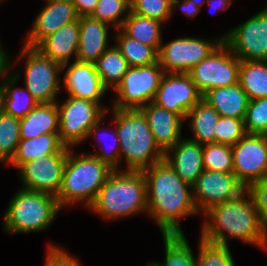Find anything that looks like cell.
I'll return each mask as SVG.
<instances>
[{"label":"cell","instance_id":"7402d4cb","mask_svg":"<svg viewBox=\"0 0 267 266\" xmlns=\"http://www.w3.org/2000/svg\"><path fill=\"white\" fill-rule=\"evenodd\" d=\"M110 25L91 16L79 17V49L76 61L95 63L108 46Z\"/></svg>","mask_w":267,"mask_h":266},{"label":"cell","instance_id":"d4e9b609","mask_svg":"<svg viewBox=\"0 0 267 266\" xmlns=\"http://www.w3.org/2000/svg\"><path fill=\"white\" fill-rule=\"evenodd\" d=\"M17 71L11 73L0 85V110L21 119L39 103L25 86L24 88L16 86L17 81L21 78V71Z\"/></svg>","mask_w":267,"mask_h":266},{"label":"cell","instance_id":"d6986e66","mask_svg":"<svg viewBox=\"0 0 267 266\" xmlns=\"http://www.w3.org/2000/svg\"><path fill=\"white\" fill-rule=\"evenodd\" d=\"M145 115L148 126L156 144L165 153L182 139L184 119L171 111L150 102L140 108Z\"/></svg>","mask_w":267,"mask_h":266},{"label":"cell","instance_id":"ffe728a7","mask_svg":"<svg viewBox=\"0 0 267 266\" xmlns=\"http://www.w3.org/2000/svg\"><path fill=\"white\" fill-rule=\"evenodd\" d=\"M164 160L180 178L193 186L204 171L202 145L188 138L180 139L164 153Z\"/></svg>","mask_w":267,"mask_h":266},{"label":"cell","instance_id":"f35d334b","mask_svg":"<svg viewBox=\"0 0 267 266\" xmlns=\"http://www.w3.org/2000/svg\"><path fill=\"white\" fill-rule=\"evenodd\" d=\"M244 127L246 134L267 133V97L249 101Z\"/></svg>","mask_w":267,"mask_h":266},{"label":"cell","instance_id":"8fae6325","mask_svg":"<svg viewBox=\"0 0 267 266\" xmlns=\"http://www.w3.org/2000/svg\"><path fill=\"white\" fill-rule=\"evenodd\" d=\"M222 36L223 42L240 61H267V4Z\"/></svg>","mask_w":267,"mask_h":266},{"label":"cell","instance_id":"cb8c5ba5","mask_svg":"<svg viewBox=\"0 0 267 266\" xmlns=\"http://www.w3.org/2000/svg\"><path fill=\"white\" fill-rule=\"evenodd\" d=\"M202 99L211 105L220 116L244 119L249 99L239 83L210 89Z\"/></svg>","mask_w":267,"mask_h":266},{"label":"cell","instance_id":"ab89813d","mask_svg":"<svg viewBox=\"0 0 267 266\" xmlns=\"http://www.w3.org/2000/svg\"><path fill=\"white\" fill-rule=\"evenodd\" d=\"M214 133L215 143L232 146L246 134L244 119L220 116Z\"/></svg>","mask_w":267,"mask_h":266},{"label":"cell","instance_id":"74e56055","mask_svg":"<svg viewBox=\"0 0 267 266\" xmlns=\"http://www.w3.org/2000/svg\"><path fill=\"white\" fill-rule=\"evenodd\" d=\"M131 12L156 19L164 24L173 14L172 0H130Z\"/></svg>","mask_w":267,"mask_h":266},{"label":"cell","instance_id":"6da1fadb","mask_svg":"<svg viewBox=\"0 0 267 266\" xmlns=\"http://www.w3.org/2000/svg\"><path fill=\"white\" fill-rule=\"evenodd\" d=\"M146 179L147 215L161 235H184L180 221L199 215L193 201L192 186L184 182L165 161L142 170Z\"/></svg>","mask_w":267,"mask_h":266},{"label":"cell","instance_id":"277c9868","mask_svg":"<svg viewBox=\"0 0 267 266\" xmlns=\"http://www.w3.org/2000/svg\"><path fill=\"white\" fill-rule=\"evenodd\" d=\"M120 141V161L125 169L142 171L164 160V152L156 144L147 119L140 109H111ZM127 167V168H126Z\"/></svg>","mask_w":267,"mask_h":266},{"label":"cell","instance_id":"bcb514c9","mask_svg":"<svg viewBox=\"0 0 267 266\" xmlns=\"http://www.w3.org/2000/svg\"><path fill=\"white\" fill-rule=\"evenodd\" d=\"M208 3V7L211 8V10L213 9L214 12H222L227 10L231 4H232V0H202V6L205 3ZM212 12V11H211Z\"/></svg>","mask_w":267,"mask_h":266},{"label":"cell","instance_id":"8d00e7d4","mask_svg":"<svg viewBox=\"0 0 267 266\" xmlns=\"http://www.w3.org/2000/svg\"><path fill=\"white\" fill-rule=\"evenodd\" d=\"M130 11V0H98L90 16L120 29Z\"/></svg>","mask_w":267,"mask_h":266},{"label":"cell","instance_id":"603a6c76","mask_svg":"<svg viewBox=\"0 0 267 266\" xmlns=\"http://www.w3.org/2000/svg\"><path fill=\"white\" fill-rule=\"evenodd\" d=\"M53 154H68V147L60 141L58 133H47L32 139H20L15 154L8 163L18 170L28 161Z\"/></svg>","mask_w":267,"mask_h":266},{"label":"cell","instance_id":"e0dca14e","mask_svg":"<svg viewBox=\"0 0 267 266\" xmlns=\"http://www.w3.org/2000/svg\"><path fill=\"white\" fill-rule=\"evenodd\" d=\"M65 69L62 87L68 95L98 102L106 111L109 109L100 102L108 89L102 84L94 63L73 61L69 66L62 65V71Z\"/></svg>","mask_w":267,"mask_h":266},{"label":"cell","instance_id":"484cf974","mask_svg":"<svg viewBox=\"0 0 267 266\" xmlns=\"http://www.w3.org/2000/svg\"><path fill=\"white\" fill-rule=\"evenodd\" d=\"M59 109L56 102L39 103L20 119V138L32 139L42 134L58 133Z\"/></svg>","mask_w":267,"mask_h":266},{"label":"cell","instance_id":"30bf717a","mask_svg":"<svg viewBox=\"0 0 267 266\" xmlns=\"http://www.w3.org/2000/svg\"><path fill=\"white\" fill-rule=\"evenodd\" d=\"M223 36L205 39L183 36L163 41L158 52V62L165 73H188L208 57L221 43Z\"/></svg>","mask_w":267,"mask_h":266},{"label":"cell","instance_id":"ac0fdd59","mask_svg":"<svg viewBox=\"0 0 267 266\" xmlns=\"http://www.w3.org/2000/svg\"><path fill=\"white\" fill-rule=\"evenodd\" d=\"M78 18L71 1L45 2V6L36 15L34 23L27 33L24 46L35 47L43 38Z\"/></svg>","mask_w":267,"mask_h":266},{"label":"cell","instance_id":"83f0119b","mask_svg":"<svg viewBox=\"0 0 267 266\" xmlns=\"http://www.w3.org/2000/svg\"><path fill=\"white\" fill-rule=\"evenodd\" d=\"M163 24L159 20L141 16L130 11L120 29L127 36L151 46L159 52L163 41Z\"/></svg>","mask_w":267,"mask_h":266},{"label":"cell","instance_id":"e575fe53","mask_svg":"<svg viewBox=\"0 0 267 266\" xmlns=\"http://www.w3.org/2000/svg\"><path fill=\"white\" fill-rule=\"evenodd\" d=\"M196 266H235L229 245L215 243L199 237Z\"/></svg>","mask_w":267,"mask_h":266},{"label":"cell","instance_id":"52a82bcc","mask_svg":"<svg viewBox=\"0 0 267 266\" xmlns=\"http://www.w3.org/2000/svg\"><path fill=\"white\" fill-rule=\"evenodd\" d=\"M18 61L26 60L24 65L25 87L38 103L57 101L60 92L62 65L43 56L36 48L23 46Z\"/></svg>","mask_w":267,"mask_h":266},{"label":"cell","instance_id":"f6af8a7d","mask_svg":"<svg viewBox=\"0 0 267 266\" xmlns=\"http://www.w3.org/2000/svg\"><path fill=\"white\" fill-rule=\"evenodd\" d=\"M78 16H90L95 10L98 0H72Z\"/></svg>","mask_w":267,"mask_h":266},{"label":"cell","instance_id":"f1b7e54d","mask_svg":"<svg viewBox=\"0 0 267 266\" xmlns=\"http://www.w3.org/2000/svg\"><path fill=\"white\" fill-rule=\"evenodd\" d=\"M238 83L249 101L267 97V61H240Z\"/></svg>","mask_w":267,"mask_h":266},{"label":"cell","instance_id":"ba28073f","mask_svg":"<svg viewBox=\"0 0 267 266\" xmlns=\"http://www.w3.org/2000/svg\"><path fill=\"white\" fill-rule=\"evenodd\" d=\"M64 102L56 101L59 109L60 141L68 148L77 147L87 140L89 130L106 114L95 101L68 95Z\"/></svg>","mask_w":267,"mask_h":266},{"label":"cell","instance_id":"d6a6232c","mask_svg":"<svg viewBox=\"0 0 267 266\" xmlns=\"http://www.w3.org/2000/svg\"><path fill=\"white\" fill-rule=\"evenodd\" d=\"M109 112L110 111L107 110L106 114L89 130V133L87 135V139L90 137L92 138V136L96 139V136L99 134L98 133L99 130L101 131L103 128L101 123H103L104 118H106V115ZM114 129L115 130H113L112 136H110L108 134V132L106 133L105 131L103 134H100V136L102 135L101 137H103V139H104V137H105V139L108 138V140L112 141L113 143L112 142H110V143L101 142V144L103 143L102 146L100 144L98 147V149H100V151H97L96 153L94 152L93 154L88 153V152H86V153L91 154L92 156H95L96 158H98L102 162H105L114 170H121V167H120L121 165H119L122 163V162H120V141L118 138V133H117L116 127H114Z\"/></svg>","mask_w":267,"mask_h":266},{"label":"cell","instance_id":"3957f363","mask_svg":"<svg viewBox=\"0 0 267 266\" xmlns=\"http://www.w3.org/2000/svg\"><path fill=\"white\" fill-rule=\"evenodd\" d=\"M105 220L147 215L146 179L142 171L114 170L88 208Z\"/></svg>","mask_w":267,"mask_h":266},{"label":"cell","instance_id":"44dd1931","mask_svg":"<svg viewBox=\"0 0 267 266\" xmlns=\"http://www.w3.org/2000/svg\"><path fill=\"white\" fill-rule=\"evenodd\" d=\"M34 48L61 65L69 64L72 57L76 61L79 49V18L49 34Z\"/></svg>","mask_w":267,"mask_h":266},{"label":"cell","instance_id":"9c48e42d","mask_svg":"<svg viewBox=\"0 0 267 266\" xmlns=\"http://www.w3.org/2000/svg\"><path fill=\"white\" fill-rule=\"evenodd\" d=\"M164 73L158 61L150 65L129 67L113 90L117 97L112 108L140 109L152 102Z\"/></svg>","mask_w":267,"mask_h":266},{"label":"cell","instance_id":"9a60e30c","mask_svg":"<svg viewBox=\"0 0 267 266\" xmlns=\"http://www.w3.org/2000/svg\"><path fill=\"white\" fill-rule=\"evenodd\" d=\"M67 154L46 155L24 163L19 173L22 189L57 196L60 191Z\"/></svg>","mask_w":267,"mask_h":266},{"label":"cell","instance_id":"4316f807","mask_svg":"<svg viewBox=\"0 0 267 266\" xmlns=\"http://www.w3.org/2000/svg\"><path fill=\"white\" fill-rule=\"evenodd\" d=\"M218 112L201 99L188 112L185 120H188L192 137L188 138L201 145L215 143V126L219 120Z\"/></svg>","mask_w":267,"mask_h":266},{"label":"cell","instance_id":"60d3db41","mask_svg":"<svg viewBox=\"0 0 267 266\" xmlns=\"http://www.w3.org/2000/svg\"><path fill=\"white\" fill-rule=\"evenodd\" d=\"M246 191L250 194L263 226L267 229V177L250 184Z\"/></svg>","mask_w":267,"mask_h":266},{"label":"cell","instance_id":"1f68e13d","mask_svg":"<svg viewBox=\"0 0 267 266\" xmlns=\"http://www.w3.org/2000/svg\"><path fill=\"white\" fill-rule=\"evenodd\" d=\"M165 252L164 262L157 261V266H196V256L191 251L186 235H163Z\"/></svg>","mask_w":267,"mask_h":266},{"label":"cell","instance_id":"2e32d148","mask_svg":"<svg viewBox=\"0 0 267 266\" xmlns=\"http://www.w3.org/2000/svg\"><path fill=\"white\" fill-rule=\"evenodd\" d=\"M201 99L202 94L188 73H164L152 102L185 120L190 109Z\"/></svg>","mask_w":267,"mask_h":266},{"label":"cell","instance_id":"5b68a950","mask_svg":"<svg viewBox=\"0 0 267 266\" xmlns=\"http://www.w3.org/2000/svg\"><path fill=\"white\" fill-rule=\"evenodd\" d=\"M113 171L95 156L68 148L62 185L56 196L59 207L64 210L80 203L88 209Z\"/></svg>","mask_w":267,"mask_h":266},{"label":"cell","instance_id":"f546056e","mask_svg":"<svg viewBox=\"0 0 267 266\" xmlns=\"http://www.w3.org/2000/svg\"><path fill=\"white\" fill-rule=\"evenodd\" d=\"M102 84L114 90L127 73L129 65L116 45L109 46L94 63Z\"/></svg>","mask_w":267,"mask_h":266},{"label":"cell","instance_id":"ee69618b","mask_svg":"<svg viewBox=\"0 0 267 266\" xmlns=\"http://www.w3.org/2000/svg\"><path fill=\"white\" fill-rule=\"evenodd\" d=\"M8 50L4 49L2 41L0 42V85L11 74L12 57L8 56ZM4 78V79H3Z\"/></svg>","mask_w":267,"mask_h":266},{"label":"cell","instance_id":"5bb4252c","mask_svg":"<svg viewBox=\"0 0 267 266\" xmlns=\"http://www.w3.org/2000/svg\"><path fill=\"white\" fill-rule=\"evenodd\" d=\"M193 201L199 214L212 206L237 198L246 188L234 173L204 170L192 186Z\"/></svg>","mask_w":267,"mask_h":266},{"label":"cell","instance_id":"4fadbf2b","mask_svg":"<svg viewBox=\"0 0 267 266\" xmlns=\"http://www.w3.org/2000/svg\"><path fill=\"white\" fill-rule=\"evenodd\" d=\"M233 173L247 188L267 177V138L264 134H245L232 145Z\"/></svg>","mask_w":267,"mask_h":266},{"label":"cell","instance_id":"7dc6e473","mask_svg":"<svg viewBox=\"0 0 267 266\" xmlns=\"http://www.w3.org/2000/svg\"><path fill=\"white\" fill-rule=\"evenodd\" d=\"M145 266H157L156 264H155V261L153 262H150V264L148 263L147 265H145Z\"/></svg>","mask_w":267,"mask_h":266},{"label":"cell","instance_id":"7bdbcfd3","mask_svg":"<svg viewBox=\"0 0 267 266\" xmlns=\"http://www.w3.org/2000/svg\"><path fill=\"white\" fill-rule=\"evenodd\" d=\"M179 7L188 18H195L202 8V0H172V11Z\"/></svg>","mask_w":267,"mask_h":266},{"label":"cell","instance_id":"d590c367","mask_svg":"<svg viewBox=\"0 0 267 266\" xmlns=\"http://www.w3.org/2000/svg\"><path fill=\"white\" fill-rule=\"evenodd\" d=\"M204 170L233 173L232 146L221 143L202 145Z\"/></svg>","mask_w":267,"mask_h":266},{"label":"cell","instance_id":"8992f818","mask_svg":"<svg viewBox=\"0 0 267 266\" xmlns=\"http://www.w3.org/2000/svg\"><path fill=\"white\" fill-rule=\"evenodd\" d=\"M61 210L55 196L21 188L4 211L3 230L13 235L41 232L53 224Z\"/></svg>","mask_w":267,"mask_h":266},{"label":"cell","instance_id":"836d02e7","mask_svg":"<svg viewBox=\"0 0 267 266\" xmlns=\"http://www.w3.org/2000/svg\"><path fill=\"white\" fill-rule=\"evenodd\" d=\"M20 139V119L0 110V164L12 159Z\"/></svg>","mask_w":267,"mask_h":266},{"label":"cell","instance_id":"b9f144b4","mask_svg":"<svg viewBox=\"0 0 267 266\" xmlns=\"http://www.w3.org/2000/svg\"><path fill=\"white\" fill-rule=\"evenodd\" d=\"M45 259V266H81L77 257L53 242L48 246Z\"/></svg>","mask_w":267,"mask_h":266},{"label":"cell","instance_id":"4dcf8cb0","mask_svg":"<svg viewBox=\"0 0 267 266\" xmlns=\"http://www.w3.org/2000/svg\"><path fill=\"white\" fill-rule=\"evenodd\" d=\"M114 41L129 67L150 65L158 61V52L151 46L127 36L121 29H114Z\"/></svg>","mask_w":267,"mask_h":266},{"label":"cell","instance_id":"c3c4849f","mask_svg":"<svg viewBox=\"0 0 267 266\" xmlns=\"http://www.w3.org/2000/svg\"><path fill=\"white\" fill-rule=\"evenodd\" d=\"M45 2H48V1H72V0H44Z\"/></svg>","mask_w":267,"mask_h":266},{"label":"cell","instance_id":"7c38bea8","mask_svg":"<svg viewBox=\"0 0 267 266\" xmlns=\"http://www.w3.org/2000/svg\"><path fill=\"white\" fill-rule=\"evenodd\" d=\"M240 60L222 42L208 57L189 72L191 80L203 95L210 89L238 83Z\"/></svg>","mask_w":267,"mask_h":266},{"label":"cell","instance_id":"7a4b0ae2","mask_svg":"<svg viewBox=\"0 0 267 266\" xmlns=\"http://www.w3.org/2000/svg\"><path fill=\"white\" fill-rule=\"evenodd\" d=\"M203 216L200 235L205 240L228 245V238L238 239L267 251V229L246 190L235 199L212 206Z\"/></svg>","mask_w":267,"mask_h":266}]
</instances>
